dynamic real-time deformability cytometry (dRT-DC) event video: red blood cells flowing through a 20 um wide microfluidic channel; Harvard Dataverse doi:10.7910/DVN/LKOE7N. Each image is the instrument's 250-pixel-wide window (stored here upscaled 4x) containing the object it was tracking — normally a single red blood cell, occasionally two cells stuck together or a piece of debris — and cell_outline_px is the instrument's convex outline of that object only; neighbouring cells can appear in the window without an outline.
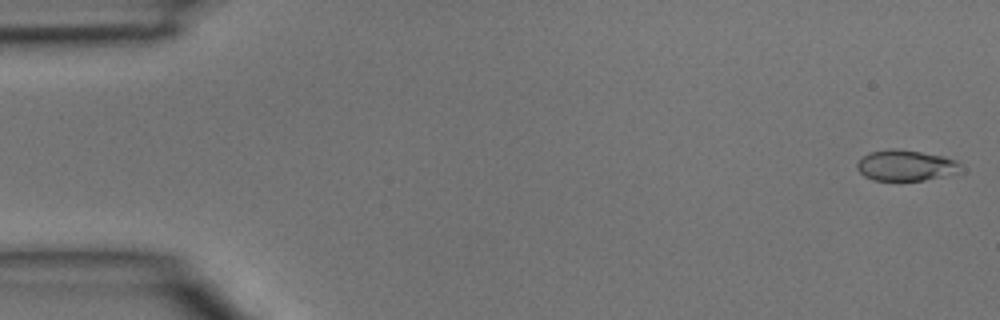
{"species": "common noctule bat (a hibernating species)", "species_latin": "Nyctalus noctula", "temperature_condition": "room temperature", "stored_images_in_passage": 12, "camera_frame_rate_fps": 3000, "um_per_image_px": 0.085, "animal": {"sex": "male", "body_mass_g": 15.6}, "frame": {"image": 1, "passage_image": 1, "time_ms": 0.0, "image_size_px": [1000, 320], "cell_outline_px": [[960, 164], [940, 176], [924, 180], [872, 180], [864, 176], [856, 168], [856, 164], [864, 156], [872, 152], [892, 148], [920, 152], [944, 156], [956, 160]], "centroid_in_image_um": [76.84, 14.05], "position_along_channel_um": 8.2, "area_um2": 17.74}}